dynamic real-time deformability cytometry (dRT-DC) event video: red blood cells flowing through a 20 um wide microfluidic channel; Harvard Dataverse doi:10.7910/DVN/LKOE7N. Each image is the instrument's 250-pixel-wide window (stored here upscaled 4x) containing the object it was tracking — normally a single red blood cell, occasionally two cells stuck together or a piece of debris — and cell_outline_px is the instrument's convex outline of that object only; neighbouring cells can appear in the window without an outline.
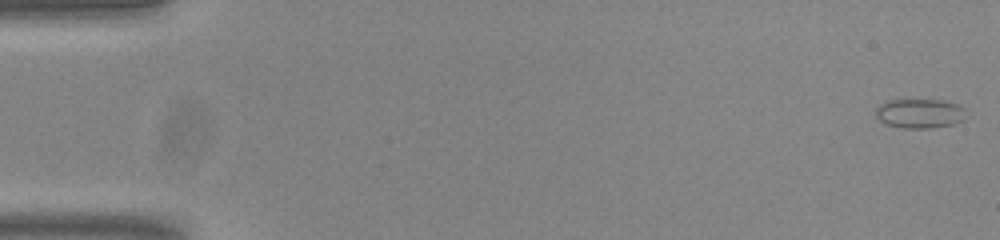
{"species": "common noctule bat (a hibernating species)", "species_latin": "Nyctalus noctula", "temperature_condition": "room temperature", "stored_images_in_passage": 54, "camera_frame_rate_fps": 3000, "um_per_image_px": 0.085, "animal": {"sex": "male", "body_mass_g": 20.0, "forearm_length_mm": 53.3}, "frame": {"image": 1, "passage_image": 1, "time_ms": 0.0, "image_size_px": [1000, 240], "cell_outline_px": [[964, 120], [952, 124], [932, 128], [900, 128], [884, 124], [876, 116], [876, 108], [884, 100], [940, 100], [960, 104], [964, 108]], "centroid_in_image_um": [78.15, 9.64], "position_along_channel_um": 6.8, "area_um2": 15.61}}
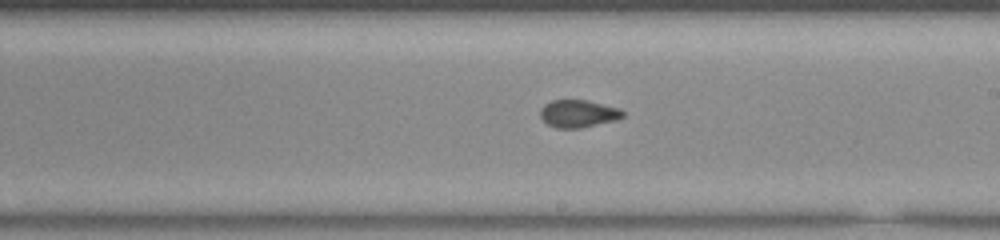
{"frame": {"image": 2, "passage_image": 31, "time_ms": 10.0, "image_size_px": [1000, 240], "cell_outline_px": [[624, 116], [616, 120], [580, 128], [556, 128], [548, 124], [540, 116], [540, 108], [544, 104], [552, 100], [588, 100], [620, 108], [624, 112]], "centroid_in_image_um": [49.15, 9.65], "position_along_channel_um": 239.8, "area_um2": 13.29}}
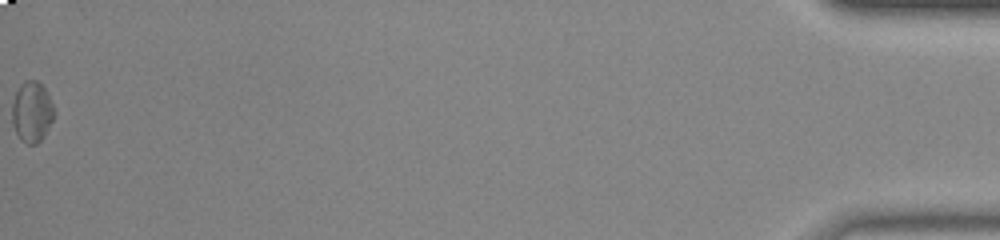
{"frame": {"image": 3, "passage_image": 54, "time_ms": 17.667, "image_size_px": [1000, 240], "cell_outline_px": [[56, 112], [48, 128], [40, 140], [36, 144], [28, 144], [16, 132], [12, 124], [12, 104], [16, 92], [20, 84], [28, 80], [36, 80], [44, 88]], "centroid_in_image_um": [2.71, 9.49], "position_along_channel_um": 432.5, "area_um2": 14.51}, "authors_computed_cell_mechanics": {"area_um2": 13.6697, "velocity_mm_per_s": 3.84, "shape_relaxation_time_tau1_ms": 6.4, "shape_relaxation_time_tau2_ms": 1.3308, "deformation_change_tau1": 0.119, "deformation_change_tau2": 0.0478}}